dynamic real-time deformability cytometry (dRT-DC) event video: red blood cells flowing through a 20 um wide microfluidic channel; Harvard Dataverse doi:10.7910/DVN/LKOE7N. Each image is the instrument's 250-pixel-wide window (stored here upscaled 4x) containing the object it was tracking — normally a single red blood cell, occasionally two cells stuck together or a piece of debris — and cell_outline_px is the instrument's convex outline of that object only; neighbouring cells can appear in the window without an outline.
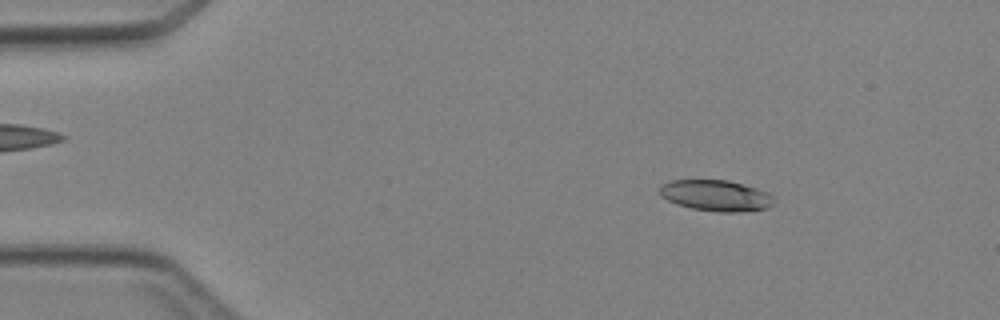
{"species": "Egyptian fruit bat (a non-hibernating species)", "species_latin": "Rousettus aegyptiacus", "temperature_condition": "cold", "stored_images_in_passage": 46, "camera_frame_rate_fps": 3000, "um_per_image_px": 0.085, "animal": {"sex": "female"}, "frame": {"image": 1, "passage_image": 7, "time_ms": 2.0, "image_size_px": [1000, 320], "cell_outline_px": [[772, 204], [768, 208], [740, 212], [720, 212], [692, 208], [676, 204], [660, 196], [660, 184], [672, 180], [728, 180], [756, 188], [768, 192], [772, 196]], "centroid_in_image_um": [60.83, 16.62], "position_along_channel_um": 24.2, "area_um2": 20.58}}
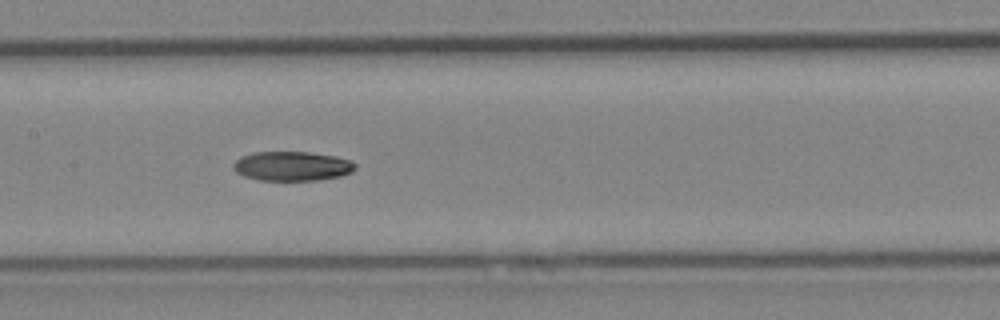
{"frame": {"image": 2, "passage_image": 23, "time_ms": 7.333, "image_size_px": [1000, 320], "cell_outline_px": [[356, 168], [352, 172], [340, 176], [320, 180], [260, 180], [244, 176], [236, 172], [232, 168], [232, 164], [240, 156], [252, 152], [312, 152], [336, 156], [352, 160], [356, 164]], "centroid_in_image_um": [24.84, 14.11], "position_along_channel_um": 182.6, "area_um2": 21.15}}
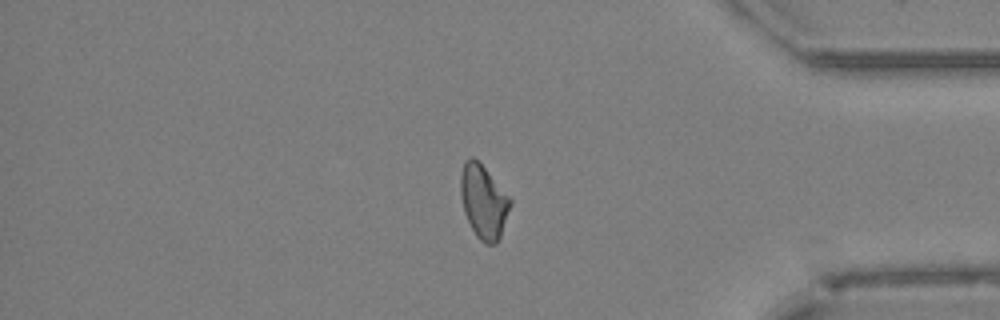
{"frame": {"image": 3, "passage_image": 39, "time_ms": 12.667, "image_size_px": [1000, 320], "cell_outline_px": [[512, 200], [500, 236], [496, 244], [484, 244], [476, 236], [464, 212], [460, 192], [460, 176], [464, 160], [472, 156], [484, 168]], "centroid_in_image_um": [41.07, 17.15], "position_along_channel_um": 394.1, "area_um2": 20.87}}